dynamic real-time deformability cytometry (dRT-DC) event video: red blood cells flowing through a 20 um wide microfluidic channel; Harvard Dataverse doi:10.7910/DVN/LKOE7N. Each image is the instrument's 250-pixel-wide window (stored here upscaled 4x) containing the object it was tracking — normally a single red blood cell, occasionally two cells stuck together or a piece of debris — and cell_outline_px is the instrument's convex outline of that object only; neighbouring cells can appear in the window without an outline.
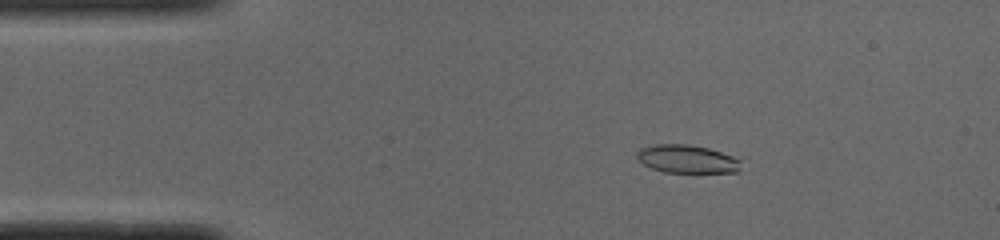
{"species": "common noctule bat (a hibernating species)", "species_latin": "Nyctalus noctula", "temperature_condition": "cold", "stored_images_in_passage": 17, "camera_frame_rate_fps": 3000, "um_per_image_px": 0.085, "animal": {"sex": "male", "body_mass_g": 19.0, "forearm_length_mm": 50.8}, "frame": {"image": 1, "passage_image": 7, "time_ms": 2.0, "image_size_px": [1000, 240], "cell_outline_px": [[740, 172], [664, 172], [652, 168], [644, 164], [636, 156], [636, 152], [640, 148], [656, 144], [688, 144], [708, 148], [732, 156], [740, 160]], "centroid_in_image_um": [58.39, 13.51], "position_along_channel_um": 26.6, "area_um2": 16.94}}
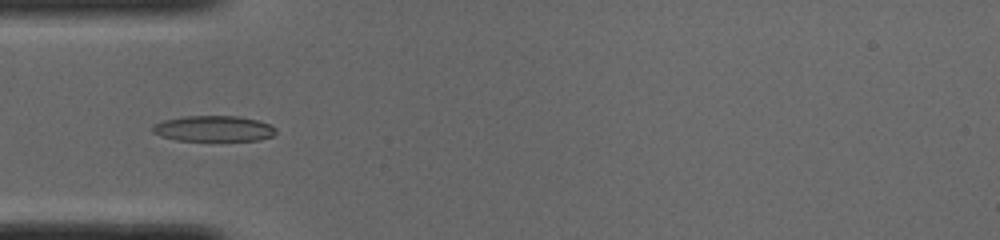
{"frame": {"image": 2, "passage_image": 14, "time_ms": 4.333, "image_size_px": [1000, 240], "cell_outline_px": [[276, 132], [272, 136], [260, 140], [176, 140], [160, 136], [152, 132], [152, 124], [164, 120], [184, 116], [240, 116], [272, 124], [276, 128]], "centroid_in_image_um": [18.16, 10.92], "position_along_channel_um": 66.8, "area_um2": 18.55}}